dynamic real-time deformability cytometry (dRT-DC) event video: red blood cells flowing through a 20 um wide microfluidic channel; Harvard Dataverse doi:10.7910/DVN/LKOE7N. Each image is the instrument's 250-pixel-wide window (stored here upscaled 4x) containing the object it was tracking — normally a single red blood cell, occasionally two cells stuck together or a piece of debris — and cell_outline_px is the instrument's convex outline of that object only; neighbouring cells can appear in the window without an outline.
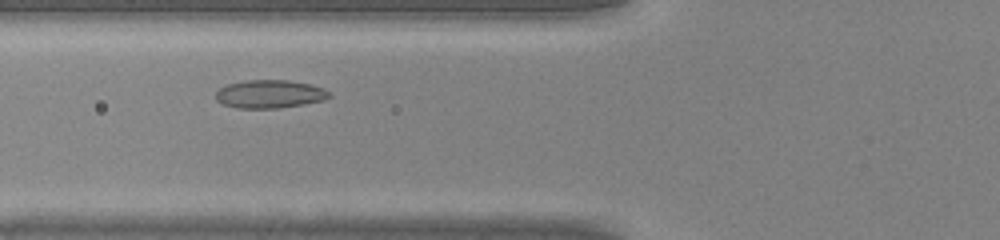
{"species": "common noctule bat (a hibernating species)", "species_latin": "Nyctalus noctula", "temperature_condition": "warm", "stored_images_in_passage": 28, "camera_frame_rate_fps": 3000, "um_per_image_px": 0.085, "animal": {"sex": "male", "body_mass_g": 20.0, "forearm_length_mm": 53.3}, "frame": {"image": 1, "passage_image": 7, "time_ms": 2.0, "image_size_px": [1000, 240], "cell_outline_px": [[332, 96], [324, 100], [304, 104], [276, 108], [236, 108], [220, 104], [216, 100], [216, 92], [224, 84], [248, 80], [288, 80], [312, 84], [324, 88]], "centroid_in_image_um": [22.9, 7.99], "position_along_channel_um": 102.9, "area_um2": 18.84}}
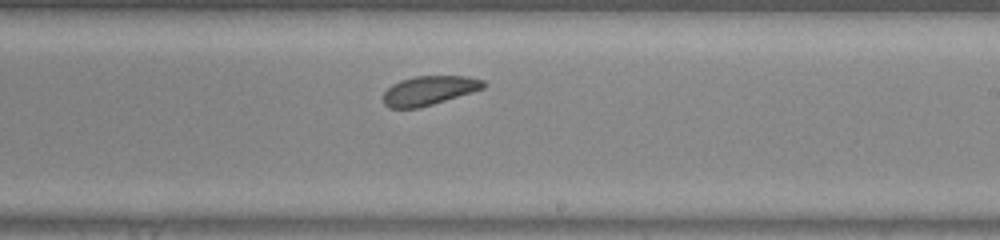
{"frame": {"image": 2, "passage_image": 17, "time_ms": 5.333, "image_size_px": [1000, 240], "cell_outline_px": [[484, 88], [432, 104], [416, 108], [388, 108], [384, 104], [384, 92], [392, 84], [400, 80], [416, 76], [468, 76], [484, 80]], "centroid_in_image_um": [36.45, 7.68], "position_along_channel_um": 252.6, "area_um2": 16.82}}
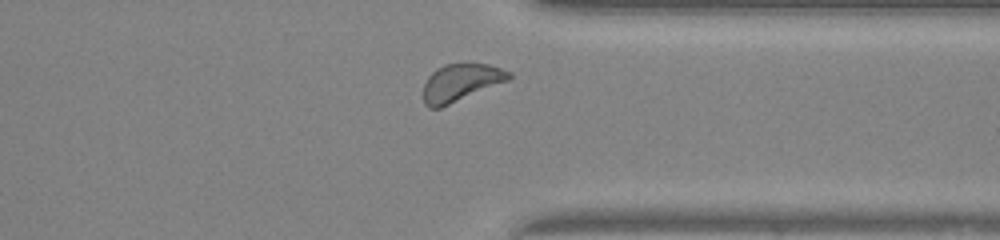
{"frame": {"image": 3, "passage_image": 25, "time_ms": 8.0, "image_size_px": [1000, 240], "cell_outline_px": [[512, 76], [508, 80], [440, 108], [428, 108], [424, 104], [424, 84], [428, 76], [436, 68], [444, 64], [488, 64], [512, 72]], "centroid_in_image_um": [39.14, 7.01], "position_along_channel_um": 372.3, "area_um2": 18.44}}